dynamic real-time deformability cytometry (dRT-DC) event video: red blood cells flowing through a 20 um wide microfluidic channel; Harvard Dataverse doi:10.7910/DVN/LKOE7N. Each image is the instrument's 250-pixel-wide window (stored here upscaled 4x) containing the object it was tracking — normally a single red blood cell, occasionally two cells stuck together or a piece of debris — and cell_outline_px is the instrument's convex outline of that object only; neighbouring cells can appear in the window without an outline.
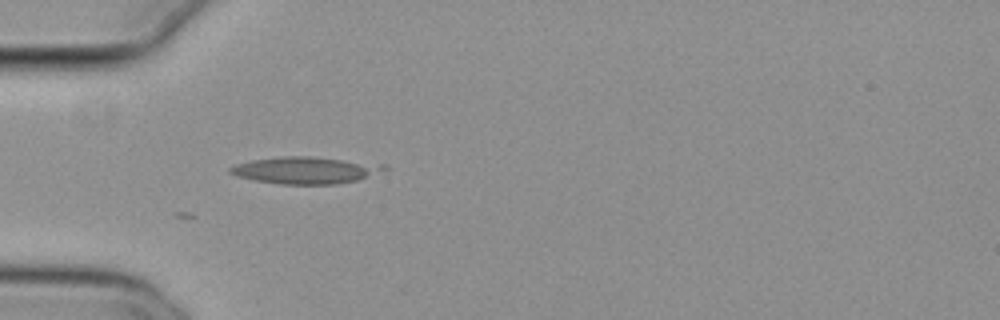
{"species": "common noctule bat (a hibernating species)", "species_latin": "Nyctalus noctula", "temperature_condition": "cold", "stored_images_in_passage": 5, "camera_frame_rate_fps": 3000, "um_per_image_px": 0.085, "animal": {"sex": "female", "body_mass_g": 29.2, "forearm_length_mm": 56.3}, "frame": {"image": 1, "passage_image": 1, "time_ms": 0.0, "image_size_px": [1000, 320], "cell_outline_px": [[388, 168], [356, 180], [336, 184], [280, 184], [256, 180], [236, 176], [228, 172], [228, 168], [236, 164], [252, 160], [280, 156], [308, 156], [384, 164]], "centroid_in_image_um": [25.9, 14.46], "position_along_channel_um": 59.1, "area_um2": 23.81}}
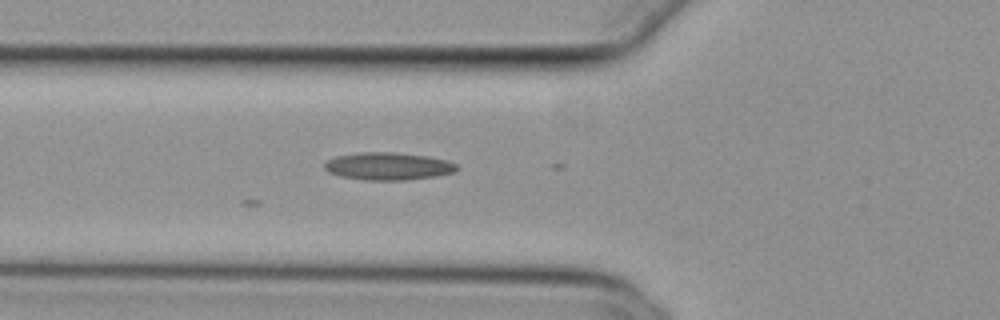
{"frame": {"image": 2, "passage_image": 4, "time_ms": 1.0, "image_size_px": [1000, 320], "cell_outline_px": [[460, 168], [456, 172], [436, 176], [404, 180], [364, 180], [340, 176], [328, 172], [324, 168], [324, 164], [328, 160], [336, 156], [360, 152], [396, 152], [428, 156], [448, 160], [456, 164]], "centroid_in_image_um": [33.02, 14.12], "position_along_channel_um": 92.8, "area_um2": 21.44}}